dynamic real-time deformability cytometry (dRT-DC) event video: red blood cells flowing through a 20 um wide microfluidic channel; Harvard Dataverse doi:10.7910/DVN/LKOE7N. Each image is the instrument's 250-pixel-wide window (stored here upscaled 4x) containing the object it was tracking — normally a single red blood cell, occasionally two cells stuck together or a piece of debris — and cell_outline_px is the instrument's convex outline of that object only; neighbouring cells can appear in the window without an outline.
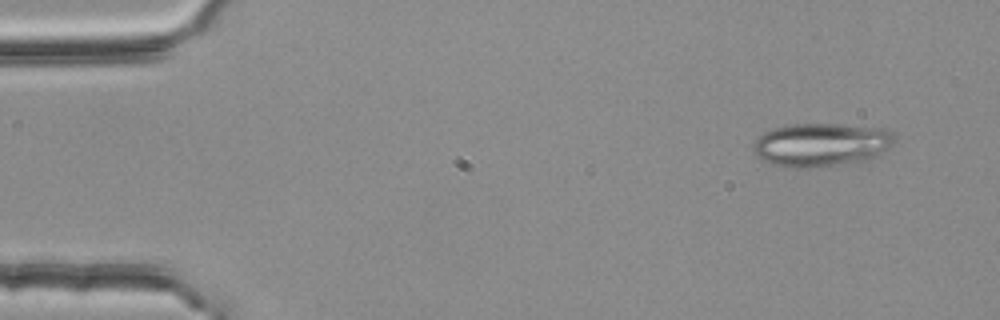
{"species": "common noctule bat (a hibernating species)", "species_latin": "Nyctalus noctula", "temperature_condition": "room temperature", "stored_images_in_passage": 3, "camera_frame_rate_fps": 3000, "um_per_image_px": 0.085, "animal": {"sex": "female", "body_mass_g": 25.1}, "frame": {"image": 1, "passage_image": 1, "time_ms": 0.0, "image_size_px": [1000, 320], "cell_outline_px": [[896, 140], [880, 156], [856, 164], [820, 168], [784, 168], [768, 164], [760, 160], [756, 156], [752, 148], [752, 144], [756, 136], [772, 128], [788, 124], [836, 124], [888, 128], [892, 132]], "centroid_in_image_um": [69.79, 12.34], "position_along_channel_um": 15.2, "area_um2": 37.34}}